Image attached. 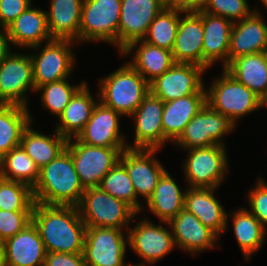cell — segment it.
<instances>
[{
  "label": "cell",
  "instance_id": "cell-1",
  "mask_svg": "<svg viewBox=\"0 0 267 266\" xmlns=\"http://www.w3.org/2000/svg\"><path fill=\"white\" fill-rule=\"evenodd\" d=\"M32 222L47 253H83L86 225L77 206L35 203Z\"/></svg>",
  "mask_w": 267,
  "mask_h": 266
},
{
  "label": "cell",
  "instance_id": "cell-2",
  "mask_svg": "<svg viewBox=\"0 0 267 266\" xmlns=\"http://www.w3.org/2000/svg\"><path fill=\"white\" fill-rule=\"evenodd\" d=\"M86 189L75 170L71 154L65 149L40 169L33 188L35 203L45 205L78 206Z\"/></svg>",
  "mask_w": 267,
  "mask_h": 266
},
{
  "label": "cell",
  "instance_id": "cell-3",
  "mask_svg": "<svg viewBox=\"0 0 267 266\" xmlns=\"http://www.w3.org/2000/svg\"><path fill=\"white\" fill-rule=\"evenodd\" d=\"M119 66L97 79V91L99 101L125 119L139 107L150 89L149 83L127 61Z\"/></svg>",
  "mask_w": 267,
  "mask_h": 266
},
{
  "label": "cell",
  "instance_id": "cell-4",
  "mask_svg": "<svg viewBox=\"0 0 267 266\" xmlns=\"http://www.w3.org/2000/svg\"><path fill=\"white\" fill-rule=\"evenodd\" d=\"M206 88V103L215 111L229 117L235 124L251 113L262 110V99L237 81L224 68Z\"/></svg>",
  "mask_w": 267,
  "mask_h": 266
},
{
  "label": "cell",
  "instance_id": "cell-5",
  "mask_svg": "<svg viewBox=\"0 0 267 266\" xmlns=\"http://www.w3.org/2000/svg\"><path fill=\"white\" fill-rule=\"evenodd\" d=\"M227 150L221 145L180 150L186 154L180 168L185 179L183 184L187 187L221 189L231 168Z\"/></svg>",
  "mask_w": 267,
  "mask_h": 266
},
{
  "label": "cell",
  "instance_id": "cell-6",
  "mask_svg": "<svg viewBox=\"0 0 267 266\" xmlns=\"http://www.w3.org/2000/svg\"><path fill=\"white\" fill-rule=\"evenodd\" d=\"M127 233L128 248L142 260L136 263L140 266H156L160 260L165 259L176 249L168 222L160 221L157 225L145 214L135 215Z\"/></svg>",
  "mask_w": 267,
  "mask_h": 266
},
{
  "label": "cell",
  "instance_id": "cell-7",
  "mask_svg": "<svg viewBox=\"0 0 267 266\" xmlns=\"http://www.w3.org/2000/svg\"><path fill=\"white\" fill-rule=\"evenodd\" d=\"M75 46L79 48L71 40L52 39L28 49L33 65L35 91L45 84L72 77L78 64Z\"/></svg>",
  "mask_w": 267,
  "mask_h": 266
},
{
  "label": "cell",
  "instance_id": "cell-8",
  "mask_svg": "<svg viewBox=\"0 0 267 266\" xmlns=\"http://www.w3.org/2000/svg\"><path fill=\"white\" fill-rule=\"evenodd\" d=\"M86 227L128 229L137 212L100 187L87 188L77 206Z\"/></svg>",
  "mask_w": 267,
  "mask_h": 266
},
{
  "label": "cell",
  "instance_id": "cell-9",
  "mask_svg": "<svg viewBox=\"0 0 267 266\" xmlns=\"http://www.w3.org/2000/svg\"><path fill=\"white\" fill-rule=\"evenodd\" d=\"M121 0H83L79 45L104 43L118 50Z\"/></svg>",
  "mask_w": 267,
  "mask_h": 266
},
{
  "label": "cell",
  "instance_id": "cell-10",
  "mask_svg": "<svg viewBox=\"0 0 267 266\" xmlns=\"http://www.w3.org/2000/svg\"><path fill=\"white\" fill-rule=\"evenodd\" d=\"M238 127L229 117L213 110L206 103L185 126L184 131L172 143V146L177 147L175 150L204 148L212 145L227 147L225 138L234 133Z\"/></svg>",
  "mask_w": 267,
  "mask_h": 266
},
{
  "label": "cell",
  "instance_id": "cell-11",
  "mask_svg": "<svg viewBox=\"0 0 267 266\" xmlns=\"http://www.w3.org/2000/svg\"><path fill=\"white\" fill-rule=\"evenodd\" d=\"M126 148L89 146L76 137L68 139L66 146L85 189L99 187L102 178L119 162Z\"/></svg>",
  "mask_w": 267,
  "mask_h": 266
},
{
  "label": "cell",
  "instance_id": "cell-12",
  "mask_svg": "<svg viewBox=\"0 0 267 266\" xmlns=\"http://www.w3.org/2000/svg\"><path fill=\"white\" fill-rule=\"evenodd\" d=\"M16 51L13 49L0 63V104L29 108V94L36 92L32 60L28 51Z\"/></svg>",
  "mask_w": 267,
  "mask_h": 266
},
{
  "label": "cell",
  "instance_id": "cell-13",
  "mask_svg": "<svg viewBox=\"0 0 267 266\" xmlns=\"http://www.w3.org/2000/svg\"><path fill=\"white\" fill-rule=\"evenodd\" d=\"M128 229L86 227L83 257L86 266H124L128 263Z\"/></svg>",
  "mask_w": 267,
  "mask_h": 266
},
{
  "label": "cell",
  "instance_id": "cell-14",
  "mask_svg": "<svg viewBox=\"0 0 267 266\" xmlns=\"http://www.w3.org/2000/svg\"><path fill=\"white\" fill-rule=\"evenodd\" d=\"M163 107L164 102L151 92L144 97L128 117L133 120V141H127L128 148L163 149L168 143L172 145L162 128Z\"/></svg>",
  "mask_w": 267,
  "mask_h": 266
},
{
  "label": "cell",
  "instance_id": "cell-15",
  "mask_svg": "<svg viewBox=\"0 0 267 266\" xmlns=\"http://www.w3.org/2000/svg\"><path fill=\"white\" fill-rule=\"evenodd\" d=\"M161 151L162 149L126 148L121 153L119 162L126 168L136 196L143 204L152 195L158 180L167 170L157 157Z\"/></svg>",
  "mask_w": 267,
  "mask_h": 266
},
{
  "label": "cell",
  "instance_id": "cell-16",
  "mask_svg": "<svg viewBox=\"0 0 267 266\" xmlns=\"http://www.w3.org/2000/svg\"><path fill=\"white\" fill-rule=\"evenodd\" d=\"M207 71L191 63H174L149 84L150 92L168 102L198 93L204 86Z\"/></svg>",
  "mask_w": 267,
  "mask_h": 266
},
{
  "label": "cell",
  "instance_id": "cell-17",
  "mask_svg": "<svg viewBox=\"0 0 267 266\" xmlns=\"http://www.w3.org/2000/svg\"><path fill=\"white\" fill-rule=\"evenodd\" d=\"M168 5L166 0H121L118 53L130 43L142 40L151 22Z\"/></svg>",
  "mask_w": 267,
  "mask_h": 266
},
{
  "label": "cell",
  "instance_id": "cell-18",
  "mask_svg": "<svg viewBox=\"0 0 267 266\" xmlns=\"http://www.w3.org/2000/svg\"><path fill=\"white\" fill-rule=\"evenodd\" d=\"M168 224L176 250H182L193 257L220 247L221 239L186 209L180 211Z\"/></svg>",
  "mask_w": 267,
  "mask_h": 266
},
{
  "label": "cell",
  "instance_id": "cell-19",
  "mask_svg": "<svg viewBox=\"0 0 267 266\" xmlns=\"http://www.w3.org/2000/svg\"><path fill=\"white\" fill-rule=\"evenodd\" d=\"M123 118L120 113L99 101L89 121L76 138L89 146L128 147L129 136L121 130L120 121Z\"/></svg>",
  "mask_w": 267,
  "mask_h": 266
},
{
  "label": "cell",
  "instance_id": "cell-20",
  "mask_svg": "<svg viewBox=\"0 0 267 266\" xmlns=\"http://www.w3.org/2000/svg\"><path fill=\"white\" fill-rule=\"evenodd\" d=\"M203 23V68L210 69L222 64L221 68L228 65V51L233 22L225 17L208 14L204 11L196 12Z\"/></svg>",
  "mask_w": 267,
  "mask_h": 266
},
{
  "label": "cell",
  "instance_id": "cell-21",
  "mask_svg": "<svg viewBox=\"0 0 267 266\" xmlns=\"http://www.w3.org/2000/svg\"><path fill=\"white\" fill-rule=\"evenodd\" d=\"M266 14L253 12L248 17L233 23L228 64L237 57L265 52L267 49Z\"/></svg>",
  "mask_w": 267,
  "mask_h": 266
},
{
  "label": "cell",
  "instance_id": "cell-22",
  "mask_svg": "<svg viewBox=\"0 0 267 266\" xmlns=\"http://www.w3.org/2000/svg\"><path fill=\"white\" fill-rule=\"evenodd\" d=\"M14 49L28 50L52 38L47 27L46 9L34 3L20 14L6 29Z\"/></svg>",
  "mask_w": 267,
  "mask_h": 266
},
{
  "label": "cell",
  "instance_id": "cell-23",
  "mask_svg": "<svg viewBox=\"0 0 267 266\" xmlns=\"http://www.w3.org/2000/svg\"><path fill=\"white\" fill-rule=\"evenodd\" d=\"M220 188L187 187L184 209L194 214L220 239L226 229L227 212L218 199Z\"/></svg>",
  "mask_w": 267,
  "mask_h": 266
},
{
  "label": "cell",
  "instance_id": "cell-24",
  "mask_svg": "<svg viewBox=\"0 0 267 266\" xmlns=\"http://www.w3.org/2000/svg\"><path fill=\"white\" fill-rule=\"evenodd\" d=\"M231 212V213H230ZM230 217V218H229ZM230 219V220H229ZM232 223V225L228 224ZM244 262H249L267 242V229L243 205L227 212L225 233L231 228ZM229 227V228H228Z\"/></svg>",
  "mask_w": 267,
  "mask_h": 266
},
{
  "label": "cell",
  "instance_id": "cell-25",
  "mask_svg": "<svg viewBox=\"0 0 267 266\" xmlns=\"http://www.w3.org/2000/svg\"><path fill=\"white\" fill-rule=\"evenodd\" d=\"M119 56L129 58L126 61L150 84L166 72L174 63L170 50L137 40L123 49ZM131 57V58H130Z\"/></svg>",
  "mask_w": 267,
  "mask_h": 266
},
{
  "label": "cell",
  "instance_id": "cell-26",
  "mask_svg": "<svg viewBox=\"0 0 267 266\" xmlns=\"http://www.w3.org/2000/svg\"><path fill=\"white\" fill-rule=\"evenodd\" d=\"M203 23L196 12H183L172 55L175 63H191L203 67Z\"/></svg>",
  "mask_w": 267,
  "mask_h": 266
},
{
  "label": "cell",
  "instance_id": "cell-27",
  "mask_svg": "<svg viewBox=\"0 0 267 266\" xmlns=\"http://www.w3.org/2000/svg\"><path fill=\"white\" fill-rule=\"evenodd\" d=\"M176 181L177 179L173 178V175L171 176V172L166 170L158 180L152 195L144 203L146 206L143 205L140 214L148 211L152 216L157 217L159 222H169L182 211L187 186L183 188L178 184L180 182Z\"/></svg>",
  "mask_w": 267,
  "mask_h": 266
},
{
  "label": "cell",
  "instance_id": "cell-28",
  "mask_svg": "<svg viewBox=\"0 0 267 266\" xmlns=\"http://www.w3.org/2000/svg\"><path fill=\"white\" fill-rule=\"evenodd\" d=\"M6 266H43L46 250L36 226L31 222L21 232L3 242Z\"/></svg>",
  "mask_w": 267,
  "mask_h": 266
},
{
  "label": "cell",
  "instance_id": "cell-29",
  "mask_svg": "<svg viewBox=\"0 0 267 266\" xmlns=\"http://www.w3.org/2000/svg\"><path fill=\"white\" fill-rule=\"evenodd\" d=\"M88 85L87 81L74 94L62 114L55 120L57 123H54L56 124L54 129L67 139L75 138L79 135L99 102L97 89L93 93Z\"/></svg>",
  "mask_w": 267,
  "mask_h": 266
},
{
  "label": "cell",
  "instance_id": "cell-30",
  "mask_svg": "<svg viewBox=\"0 0 267 266\" xmlns=\"http://www.w3.org/2000/svg\"><path fill=\"white\" fill-rule=\"evenodd\" d=\"M83 0H49L47 27L52 39L71 40L79 45Z\"/></svg>",
  "mask_w": 267,
  "mask_h": 266
},
{
  "label": "cell",
  "instance_id": "cell-31",
  "mask_svg": "<svg viewBox=\"0 0 267 266\" xmlns=\"http://www.w3.org/2000/svg\"><path fill=\"white\" fill-rule=\"evenodd\" d=\"M206 104L205 86L196 94L164 102L162 128L164 135L173 143L185 126Z\"/></svg>",
  "mask_w": 267,
  "mask_h": 266
},
{
  "label": "cell",
  "instance_id": "cell-32",
  "mask_svg": "<svg viewBox=\"0 0 267 266\" xmlns=\"http://www.w3.org/2000/svg\"><path fill=\"white\" fill-rule=\"evenodd\" d=\"M67 142L68 139L55 129L45 134L35 129L31 122L22 134L20 145L41 169L66 149Z\"/></svg>",
  "mask_w": 267,
  "mask_h": 266
},
{
  "label": "cell",
  "instance_id": "cell-33",
  "mask_svg": "<svg viewBox=\"0 0 267 266\" xmlns=\"http://www.w3.org/2000/svg\"><path fill=\"white\" fill-rule=\"evenodd\" d=\"M224 69L261 99L267 94V62L264 52L237 57Z\"/></svg>",
  "mask_w": 267,
  "mask_h": 266
},
{
  "label": "cell",
  "instance_id": "cell-34",
  "mask_svg": "<svg viewBox=\"0 0 267 266\" xmlns=\"http://www.w3.org/2000/svg\"><path fill=\"white\" fill-rule=\"evenodd\" d=\"M31 122L35 123L28 107L0 104V159L20 145L22 134Z\"/></svg>",
  "mask_w": 267,
  "mask_h": 266
},
{
  "label": "cell",
  "instance_id": "cell-35",
  "mask_svg": "<svg viewBox=\"0 0 267 266\" xmlns=\"http://www.w3.org/2000/svg\"><path fill=\"white\" fill-rule=\"evenodd\" d=\"M40 169L21 145L0 159V177L27 184L32 189L38 182Z\"/></svg>",
  "mask_w": 267,
  "mask_h": 266
},
{
  "label": "cell",
  "instance_id": "cell-36",
  "mask_svg": "<svg viewBox=\"0 0 267 266\" xmlns=\"http://www.w3.org/2000/svg\"><path fill=\"white\" fill-rule=\"evenodd\" d=\"M182 13L183 11L174 6L165 7L151 22L142 40L172 51Z\"/></svg>",
  "mask_w": 267,
  "mask_h": 266
},
{
  "label": "cell",
  "instance_id": "cell-37",
  "mask_svg": "<svg viewBox=\"0 0 267 266\" xmlns=\"http://www.w3.org/2000/svg\"><path fill=\"white\" fill-rule=\"evenodd\" d=\"M72 78H65L56 82H51L39 87L35 93H39L40 105L42 110L47 111L57 119L62 114L66 106L69 104L74 94L87 82L81 80L75 85L70 84Z\"/></svg>",
  "mask_w": 267,
  "mask_h": 266
},
{
  "label": "cell",
  "instance_id": "cell-38",
  "mask_svg": "<svg viewBox=\"0 0 267 266\" xmlns=\"http://www.w3.org/2000/svg\"><path fill=\"white\" fill-rule=\"evenodd\" d=\"M99 187L111 196L125 201L137 213L143 208V202L136 196L126 168L118 162L103 178Z\"/></svg>",
  "mask_w": 267,
  "mask_h": 266
},
{
  "label": "cell",
  "instance_id": "cell-39",
  "mask_svg": "<svg viewBox=\"0 0 267 266\" xmlns=\"http://www.w3.org/2000/svg\"><path fill=\"white\" fill-rule=\"evenodd\" d=\"M34 204L30 186L0 177V210L33 211Z\"/></svg>",
  "mask_w": 267,
  "mask_h": 266
},
{
  "label": "cell",
  "instance_id": "cell-40",
  "mask_svg": "<svg viewBox=\"0 0 267 266\" xmlns=\"http://www.w3.org/2000/svg\"><path fill=\"white\" fill-rule=\"evenodd\" d=\"M261 9L258 8V5L257 7L256 5L250 6L248 0H210L204 12L225 17L234 23L248 17L253 12L265 14Z\"/></svg>",
  "mask_w": 267,
  "mask_h": 266
},
{
  "label": "cell",
  "instance_id": "cell-41",
  "mask_svg": "<svg viewBox=\"0 0 267 266\" xmlns=\"http://www.w3.org/2000/svg\"><path fill=\"white\" fill-rule=\"evenodd\" d=\"M246 193L248 206H243L267 229V180L258 176L255 184Z\"/></svg>",
  "mask_w": 267,
  "mask_h": 266
},
{
  "label": "cell",
  "instance_id": "cell-42",
  "mask_svg": "<svg viewBox=\"0 0 267 266\" xmlns=\"http://www.w3.org/2000/svg\"><path fill=\"white\" fill-rule=\"evenodd\" d=\"M33 211L0 210V242L15 236L32 222Z\"/></svg>",
  "mask_w": 267,
  "mask_h": 266
},
{
  "label": "cell",
  "instance_id": "cell-43",
  "mask_svg": "<svg viewBox=\"0 0 267 266\" xmlns=\"http://www.w3.org/2000/svg\"><path fill=\"white\" fill-rule=\"evenodd\" d=\"M32 4L33 0H0V29L5 30Z\"/></svg>",
  "mask_w": 267,
  "mask_h": 266
},
{
  "label": "cell",
  "instance_id": "cell-44",
  "mask_svg": "<svg viewBox=\"0 0 267 266\" xmlns=\"http://www.w3.org/2000/svg\"><path fill=\"white\" fill-rule=\"evenodd\" d=\"M43 266H86V263L83 253L49 252L46 253Z\"/></svg>",
  "mask_w": 267,
  "mask_h": 266
},
{
  "label": "cell",
  "instance_id": "cell-45",
  "mask_svg": "<svg viewBox=\"0 0 267 266\" xmlns=\"http://www.w3.org/2000/svg\"><path fill=\"white\" fill-rule=\"evenodd\" d=\"M209 3L210 0H171L169 5L183 12H199L204 11Z\"/></svg>",
  "mask_w": 267,
  "mask_h": 266
},
{
  "label": "cell",
  "instance_id": "cell-46",
  "mask_svg": "<svg viewBox=\"0 0 267 266\" xmlns=\"http://www.w3.org/2000/svg\"><path fill=\"white\" fill-rule=\"evenodd\" d=\"M13 46L5 30L0 29V63L12 52Z\"/></svg>",
  "mask_w": 267,
  "mask_h": 266
},
{
  "label": "cell",
  "instance_id": "cell-47",
  "mask_svg": "<svg viewBox=\"0 0 267 266\" xmlns=\"http://www.w3.org/2000/svg\"><path fill=\"white\" fill-rule=\"evenodd\" d=\"M0 266H6L5 250L3 242H0Z\"/></svg>",
  "mask_w": 267,
  "mask_h": 266
},
{
  "label": "cell",
  "instance_id": "cell-48",
  "mask_svg": "<svg viewBox=\"0 0 267 266\" xmlns=\"http://www.w3.org/2000/svg\"><path fill=\"white\" fill-rule=\"evenodd\" d=\"M262 106H263V108H267V94H266L265 97L262 99Z\"/></svg>",
  "mask_w": 267,
  "mask_h": 266
},
{
  "label": "cell",
  "instance_id": "cell-49",
  "mask_svg": "<svg viewBox=\"0 0 267 266\" xmlns=\"http://www.w3.org/2000/svg\"><path fill=\"white\" fill-rule=\"evenodd\" d=\"M260 4H262L263 8L267 10V0H259Z\"/></svg>",
  "mask_w": 267,
  "mask_h": 266
},
{
  "label": "cell",
  "instance_id": "cell-50",
  "mask_svg": "<svg viewBox=\"0 0 267 266\" xmlns=\"http://www.w3.org/2000/svg\"><path fill=\"white\" fill-rule=\"evenodd\" d=\"M132 263L133 262L130 261V262L126 263L124 266H140L139 264H136V263L135 264L134 263L132 264Z\"/></svg>",
  "mask_w": 267,
  "mask_h": 266
},
{
  "label": "cell",
  "instance_id": "cell-51",
  "mask_svg": "<svg viewBox=\"0 0 267 266\" xmlns=\"http://www.w3.org/2000/svg\"><path fill=\"white\" fill-rule=\"evenodd\" d=\"M264 53H265L266 62H267V49H266V51Z\"/></svg>",
  "mask_w": 267,
  "mask_h": 266
}]
</instances>
